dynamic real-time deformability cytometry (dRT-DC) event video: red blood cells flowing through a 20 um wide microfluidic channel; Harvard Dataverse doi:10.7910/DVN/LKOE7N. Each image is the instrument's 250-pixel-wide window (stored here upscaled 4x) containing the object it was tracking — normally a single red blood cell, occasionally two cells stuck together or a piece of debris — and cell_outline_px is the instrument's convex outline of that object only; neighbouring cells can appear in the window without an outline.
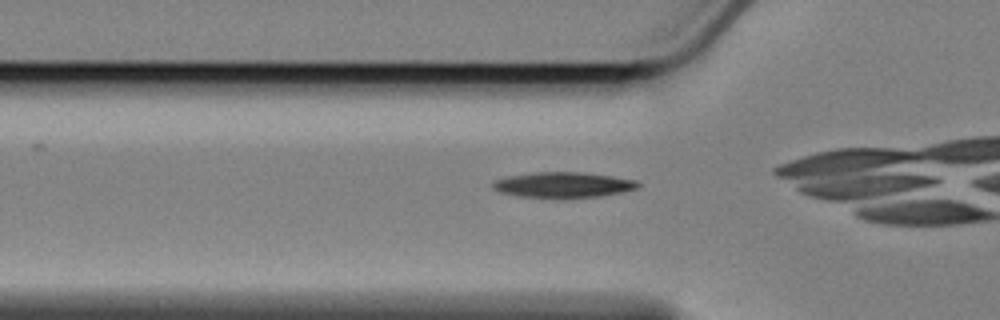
{"species": "Egyptian fruit bat (a non-hibernating species)", "species_latin": "Rousettus aegyptiacus", "temperature_condition": "cold", "stored_images_in_passage": 31, "camera_frame_rate_fps": 3000, "um_per_image_px": 0.085, "animal": {"sex": "female"}, "frame": {"image": 1, "passage_image": 4, "time_ms": 1.0, "image_size_px": [1000, 320], "cell_outline_px": [[640, 184], [636, 188], [624, 192], [600, 196], [520, 196], [500, 192], [492, 188], [492, 180], [508, 176], [532, 172], [584, 172], [612, 176], [636, 180]], "centroid_in_image_um": [47.85, 15.68], "position_along_channel_um": 77.9, "area_um2": 21.1}}
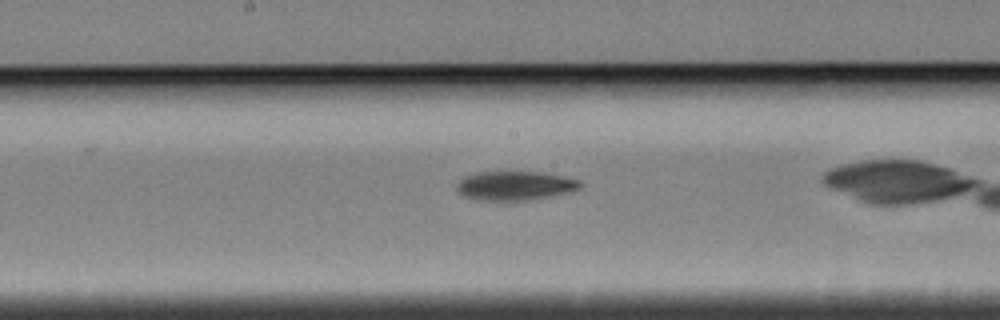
{"frame": {"image": 2, "passage_image": 15, "time_ms": 4.667, "image_size_px": [1000, 320], "cell_outline_px": [[584, 184], [580, 188], [572, 192], [532, 200], [476, 200], [464, 196], [456, 192], [456, 184], [464, 176], [476, 172], [540, 172], [580, 180]], "centroid_in_image_um": [43.77, 15.79], "position_along_channel_um": 204.4, "area_um2": 21.15}}
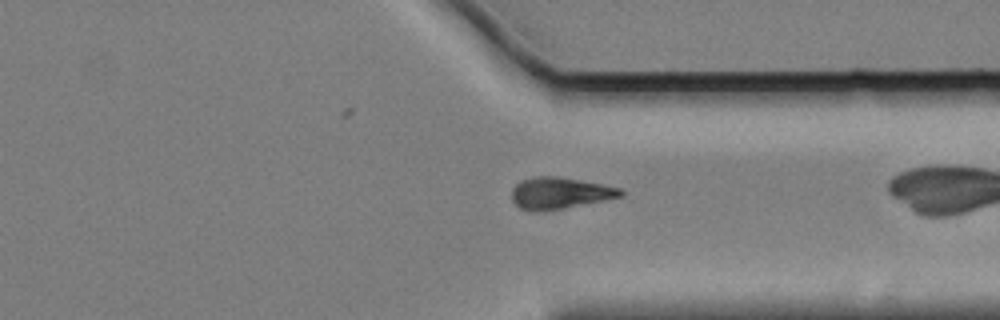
{"frame": {"image": 3, "passage_image": 29, "time_ms": 9.333, "image_size_px": [1000, 320], "cell_outline_px": [[624, 196], [564, 208], [536, 212], [532, 212], [520, 208], [512, 200], [512, 188], [520, 180], [536, 176], [556, 176], [600, 184], [620, 188], [624, 192]], "centroid_in_image_um": [47.54, 16.42], "position_along_channel_um": 363.9, "area_um2": 19.94}}